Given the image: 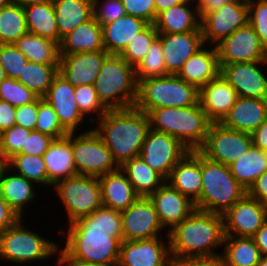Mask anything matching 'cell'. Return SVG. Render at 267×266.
<instances>
[{"label": "cell", "instance_id": "44dd1931", "mask_svg": "<svg viewBox=\"0 0 267 266\" xmlns=\"http://www.w3.org/2000/svg\"><path fill=\"white\" fill-rule=\"evenodd\" d=\"M168 74L177 75L184 63L205 44L202 32L159 34Z\"/></svg>", "mask_w": 267, "mask_h": 266}, {"label": "cell", "instance_id": "277c9868", "mask_svg": "<svg viewBox=\"0 0 267 266\" xmlns=\"http://www.w3.org/2000/svg\"><path fill=\"white\" fill-rule=\"evenodd\" d=\"M147 114L151 129L173 136L191 151L204 144L212 123L200 102L189 107L151 109Z\"/></svg>", "mask_w": 267, "mask_h": 266}, {"label": "cell", "instance_id": "2e32d148", "mask_svg": "<svg viewBox=\"0 0 267 266\" xmlns=\"http://www.w3.org/2000/svg\"><path fill=\"white\" fill-rule=\"evenodd\" d=\"M166 238L167 243L163 237L123 240L117 266H171L169 236Z\"/></svg>", "mask_w": 267, "mask_h": 266}, {"label": "cell", "instance_id": "94428289", "mask_svg": "<svg viewBox=\"0 0 267 266\" xmlns=\"http://www.w3.org/2000/svg\"><path fill=\"white\" fill-rule=\"evenodd\" d=\"M231 1L233 0H195L198 9V16L201 19L207 13L217 10Z\"/></svg>", "mask_w": 267, "mask_h": 266}, {"label": "cell", "instance_id": "f546056e", "mask_svg": "<svg viewBox=\"0 0 267 266\" xmlns=\"http://www.w3.org/2000/svg\"><path fill=\"white\" fill-rule=\"evenodd\" d=\"M99 50H105L102 27L94 17L63 36L59 44L60 55Z\"/></svg>", "mask_w": 267, "mask_h": 266}, {"label": "cell", "instance_id": "be15d7a7", "mask_svg": "<svg viewBox=\"0 0 267 266\" xmlns=\"http://www.w3.org/2000/svg\"><path fill=\"white\" fill-rule=\"evenodd\" d=\"M262 256H267V221L252 236Z\"/></svg>", "mask_w": 267, "mask_h": 266}, {"label": "cell", "instance_id": "f6af8a7d", "mask_svg": "<svg viewBox=\"0 0 267 266\" xmlns=\"http://www.w3.org/2000/svg\"><path fill=\"white\" fill-rule=\"evenodd\" d=\"M35 130L49 135L53 139H60L68 135V132L61 126L53 107L42 97H38Z\"/></svg>", "mask_w": 267, "mask_h": 266}, {"label": "cell", "instance_id": "74e56055", "mask_svg": "<svg viewBox=\"0 0 267 266\" xmlns=\"http://www.w3.org/2000/svg\"><path fill=\"white\" fill-rule=\"evenodd\" d=\"M223 248L224 266H257L262 256L252 237L225 236Z\"/></svg>", "mask_w": 267, "mask_h": 266}, {"label": "cell", "instance_id": "d590c367", "mask_svg": "<svg viewBox=\"0 0 267 266\" xmlns=\"http://www.w3.org/2000/svg\"><path fill=\"white\" fill-rule=\"evenodd\" d=\"M14 45L30 62L45 65L60 64L59 44L53 40L27 32Z\"/></svg>", "mask_w": 267, "mask_h": 266}, {"label": "cell", "instance_id": "816d5d0a", "mask_svg": "<svg viewBox=\"0 0 267 266\" xmlns=\"http://www.w3.org/2000/svg\"><path fill=\"white\" fill-rule=\"evenodd\" d=\"M93 17L102 26L126 15L121 0H92Z\"/></svg>", "mask_w": 267, "mask_h": 266}, {"label": "cell", "instance_id": "603a6c76", "mask_svg": "<svg viewBox=\"0 0 267 266\" xmlns=\"http://www.w3.org/2000/svg\"><path fill=\"white\" fill-rule=\"evenodd\" d=\"M238 97L236 90L221 73L199 90V102L212 123H220Z\"/></svg>", "mask_w": 267, "mask_h": 266}, {"label": "cell", "instance_id": "8fae6325", "mask_svg": "<svg viewBox=\"0 0 267 266\" xmlns=\"http://www.w3.org/2000/svg\"><path fill=\"white\" fill-rule=\"evenodd\" d=\"M253 145L250 133L211 123L204 144L198 151L207 159L229 166Z\"/></svg>", "mask_w": 267, "mask_h": 266}, {"label": "cell", "instance_id": "2644e50d", "mask_svg": "<svg viewBox=\"0 0 267 266\" xmlns=\"http://www.w3.org/2000/svg\"><path fill=\"white\" fill-rule=\"evenodd\" d=\"M257 266H267V256H261Z\"/></svg>", "mask_w": 267, "mask_h": 266}, {"label": "cell", "instance_id": "03108f58", "mask_svg": "<svg viewBox=\"0 0 267 266\" xmlns=\"http://www.w3.org/2000/svg\"><path fill=\"white\" fill-rule=\"evenodd\" d=\"M56 265L57 266H102V265H95V264L80 263V262H75L71 260H57Z\"/></svg>", "mask_w": 267, "mask_h": 266}, {"label": "cell", "instance_id": "83f0119b", "mask_svg": "<svg viewBox=\"0 0 267 266\" xmlns=\"http://www.w3.org/2000/svg\"><path fill=\"white\" fill-rule=\"evenodd\" d=\"M49 178V187L62 179L77 175L72 152V133L54 139L42 155Z\"/></svg>", "mask_w": 267, "mask_h": 266}, {"label": "cell", "instance_id": "f907efd6", "mask_svg": "<svg viewBox=\"0 0 267 266\" xmlns=\"http://www.w3.org/2000/svg\"><path fill=\"white\" fill-rule=\"evenodd\" d=\"M92 215L95 218H99V227L104 230L105 234L110 237H116L121 242L123 241L121 212L101 206Z\"/></svg>", "mask_w": 267, "mask_h": 266}, {"label": "cell", "instance_id": "4dcf8cb0", "mask_svg": "<svg viewBox=\"0 0 267 266\" xmlns=\"http://www.w3.org/2000/svg\"><path fill=\"white\" fill-rule=\"evenodd\" d=\"M149 25L143 19L125 15L114 22L102 25L103 45L109 54L120 55L136 34Z\"/></svg>", "mask_w": 267, "mask_h": 266}, {"label": "cell", "instance_id": "1f68e13d", "mask_svg": "<svg viewBox=\"0 0 267 266\" xmlns=\"http://www.w3.org/2000/svg\"><path fill=\"white\" fill-rule=\"evenodd\" d=\"M34 184L9 168L3 174L0 181V195L19 218L24 217L25 206L37 199Z\"/></svg>", "mask_w": 267, "mask_h": 266}, {"label": "cell", "instance_id": "11a10c76", "mask_svg": "<svg viewBox=\"0 0 267 266\" xmlns=\"http://www.w3.org/2000/svg\"><path fill=\"white\" fill-rule=\"evenodd\" d=\"M38 113V98L30 103L16 108L15 125L35 130Z\"/></svg>", "mask_w": 267, "mask_h": 266}, {"label": "cell", "instance_id": "3957f363", "mask_svg": "<svg viewBox=\"0 0 267 266\" xmlns=\"http://www.w3.org/2000/svg\"><path fill=\"white\" fill-rule=\"evenodd\" d=\"M101 136L119 167L138 157L150 129L148 114L136 107L108 110L96 121Z\"/></svg>", "mask_w": 267, "mask_h": 266}, {"label": "cell", "instance_id": "4fadbf2b", "mask_svg": "<svg viewBox=\"0 0 267 266\" xmlns=\"http://www.w3.org/2000/svg\"><path fill=\"white\" fill-rule=\"evenodd\" d=\"M248 23V0H233L201 18L204 44L216 46Z\"/></svg>", "mask_w": 267, "mask_h": 266}, {"label": "cell", "instance_id": "7bdbcfd3", "mask_svg": "<svg viewBox=\"0 0 267 266\" xmlns=\"http://www.w3.org/2000/svg\"><path fill=\"white\" fill-rule=\"evenodd\" d=\"M154 24H149L144 30L136 34L135 38L128 43L120 56L128 64L136 67L145 57L151 44L158 38Z\"/></svg>", "mask_w": 267, "mask_h": 266}, {"label": "cell", "instance_id": "8d00e7d4", "mask_svg": "<svg viewBox=\"0 0 267 266\" xmlns=\"http://www.w3.org/2000/svg\"><path fill=\"white\" fill-rule=\"evenodd\" d=\"M23 7L28 32L59 44V31L53 2L35 3Z\"/></svg>", "mask_w": 267, "mask_h": 266}, {"label": "cell", "instance_id": "8c879c8a", "mask_svg": "<svg viewBox=\"0 0 267 266\" xmlns=\"http://www.w3.org/2000/svg\"><path fill=\"white\" fill-rule=\"evenodd\" d=\"M6 78L3 67L0 64V82Z\"/></svg>", "mask_w": 267, "mask_h": 266}, {"label": "cell", "instance_id": "d4e9b609", "mask_svg": "<svg viewBox=\"0 0 267 266\" xmlns=\"http://www.w3.org/2000/svg\"><path fill=\"white\" fill-rule=\"evenodd\" d=\"M204 47L206 45L193 54L177 74L198 90L216 78L221 72L216 46L210 45V49Z\"/></svg>", "mask_w": 267, "mask_h": 266}, {"label": "cell", "instance_id": "89a4df30", "mask_svg": "<svg viewBox=\"0 0 267 266\" xmlns=\"http://www.w3.org/2000/svg\"><path fill=\"white\" fill-rule=\"evenodd\" d=\"M14 0H0V9L11 5Z\"/></svg>", "mask_w": 267, "mask_h": 266}, {"label": "cell", "instance_id": "b9f144b4", "mask_svg": "<svg viewBox=\"0 0 267 266\" xmlns=\"http://www.w3.org/2000/svg\"><path fill=\"white\" fill-rule=\"evenodd\" d=\"M136 81L169 75L166 72L161 41L157 38L148 49L147 54L135 67Z\"/></svg>", "mask_w": 267, "mask_h": 266}, {"label": "cell", "instance_id": "003e7915", "mask_svg": "<svg viewBox=\"0 0 267 266\" xmlns=\"http://www.w3.org/2000/svg\"><path fill=\"white\" fill-rule=\"evenodd\" d=\"M14 2H17V3L25 6V5H29V4H35V3L53 2V0H14Z\"/></svg>", "mask_w": 267, "mask_h": 266}, {"label": "cell", "instance_id": "e0dca14e", "mask_svg": "<svg viewBox=\"0 0 267 266\" xmlns=\"http://www.w3.org/2000/svg\"><path fill=\"white\" fill-rule=\"evenodd\" d=\"M222 76L239 97L267 99V73L261 69L267 61L219 64Z\"/></svg>", "mask_w": 267, "mask_h": 266}, {"label": "cell", "instance_id": "5b68a950", "mask_svg": "<svg viewBox=\"0 0 267 266\" xmlns=\"http://www.w3.org/2000/svg\"><path fill=\"white\" fill-rule=\"evenodd\" d=\"M94 88L108 110L135 107L138 96L135 67L120 55L109 54L95 79Z\"/></svg>", "mask_w": 267, "mask_h": 266}, {"label": "cell", "instance_id": "f1b7e54d", "mask_svg": "<svg viewBox=\"0 0 267 266\" xmlns=\"http://www.w3.org/2000/svg\"><path fill=\"white\" fill-rule=\"evenodd\" d=\"M195 0H186L176 6H172L157 15L154 23L159 34L202 32L201 19L198 16ZM194 3L193 7L191 3ZM192 6V9L190 6Z\"/></svg>", "mask_w": 267, "mask_h": 266}, {"label": "cell", "instance_id": "e7e4bbea", "mask_svg": "<svg viewBox=\"0 0 267 266\" xmlns=\"http://www.w3.org/2000/svg\"><path fill=\"white\" fill-rule=\"evenodd\" d=\"M186 0H154L155 9H156V18L159 13L162 11L171 8L172 6L179 5L184 3Z\"/></svg>", "mask_w": 267, "mask_h": 266}, {"label": "cell", "instance_id": "ba28073f", "mask_svg": "<svg viewBox=\"0 0 267 266\" xmlns=\"http://www.w3.org/2000/svg\"><path fill=\"white\" fill-rule=\"evenodd\" d=\"M19 218L11 227L0 233V259L16 264L45 261L59 254L60 246L34 233Z\"/></svg>", "mask_w": 267, "mask_h": 266}, {"label": "cell", "instance_id": "cb8c5ba5", "mask_svg": "<svg viewBox=\"0 0 267 266\" xmlns=\"http://www.w3.org/2000/svg\"><path fill=\"white\" fill-rule=\"evenodd\" d=\"M267 119V99L238 97L220 122L224 127L252 134Z\"/></svg>", "mask_w": 267, "mask_h": 266}, {"label": "cell", "instance_id": "a7ac6f4b", "mask_svg": "<svg viewBox=\"0 0 267 266\" xmlns=\"http://www.w3.org/2000/svg\"><path fill=\"white\" fill-rule=\"evenodd\" d=\"M8 169V159L0 155V181L3 177L4 172Z\"/></svg>", "mask_w": 267, "mask_h": 266}, {"label": "cell", "instance_id": "7402d4cb", "mask_svg": "<svg viewBox=\"0 0 267 266\" xmlns=\"http://www.w3.org/2000/svg\"><path fill=\"white\" fill-rule=\"evenodd\" d=\"M109 55L105 50L60 55L59 73L74 87L94 85L102 64Z\"/></svg>", "mask_w": 267, "mask_h": 266}, {"label": "cell", "instance_id": "db71d44e", "mask_svg": "<svg viewBox=\"0 0 267 266\" xmlns=\"http://www.w3.org/2000/svg\"><path fill=\"white\" fill-rule=\"evenodd\" d=\"M54 139L49 135L32 130L26 144L19 153L42 156Z\"/></svg>", "mask_w": 267, "mask_h": 266}, {"label": "cell", "instance_id": "ffe728a7", "mask_svg": "<svg viewBox=\"0 0 267 266\" xmlns=\"http://www.w3.org/2000/svg\"><path fill=\"white\" fill-rule=\"evenodd\" d=\"M74 90L75 87L58 73L47 93L42 97L53 107L61 126L68 133H76L77 129H80L77 127L86 120L75 101Z\"/></svg>", "mask_w": 267, "mask_h": 266}, {"label": "cell", "instance_id": "f5cc1de1", "mask_svg": "<svg viewBox=\"0 0 267 266\" xmlns=\"http://www.w3.org/2000/svg\"><path fill=\"white\" fill-rule=\"evenodd\" d=\"M125 8L126 15H131L149 24L156 21V9L154 0H121Z\"/></svg>", "mask_w": 267, "mask_h": 266}, {"label": "cell", "instance_id": "9f6ffc18", "mask_svg": "<svg viewBox=\"0 0 267 266\" xmlns=\"http://www.w3.org/2000/svg\"><path fill=\"white\" fill-rule=\"evenodd\" d=\"M16 108L10 103L0 100V131L10 129L15 125Z\"/></svg>", "mask_w": 267, "mask_h": 266}, {"label": "cell", "instance_id": "e575fe53", "mask_svg": "<svg viewBox=\"0 0 267 266\" xmlns=\"http://www.w3.org/2000/svg\"><path fill=\"white\" fill-rule=\"evenodd\" d=\"M120 169L127 175L129 182L140 197H148L166 181L161 174L147 165L140 156L126 161Z\"/></svg>", "mask_w": 267, "mask_h": 266}, {"label": "cell", "instance_id": "6125c7cd", "mask_svg": "<svg viewBox=\"0 0 267 266\" xmlns=\"http://www.w3.org/2000/svg\"><path fill=\"white\" fill-rule=\"evenodd\" d=\"M253 145L267 151V119L251 134Z\"/></svg>", "mask_w": 267, "mask_h": 266}, {"label": "cell", "instance_id": "6da1fadb", "mask_svg": "<svg viewBox=\"0 0 267 266\" xmlns=\"http://www.w3.org/2000/svg\"><path fill=\"white\" fill-rule=\"evenodd\" d=\"M172 259L216 258L224 244V219L219 213L196 209L168 233Z\"/></svg>", "mask_w": 267, "mask_h": 266}, {"label": "cell", "instance_id": "ab89813d", "mask_svg": "<svg viewBox=\"0 0 267 266\" xmlns=\"http://www.w3.org/2000/svg\"><path fill=\"white\" fill-rule=\"evenodd\" d=\"M58 73L59 65H45L27 61L17 81L39 97H43Z\"/></svg>", "mask_w": 267, "mask_h": 266}, {"label": "cell", "instance_id": "6f0895ef", "mask_svg": "<svg viewBox=\"0 0 267 266\" xmlns=\"http://www.w3.org/2000/svg\"><path fill=\"white\" fill-rule=\"evenodd\" d=\"M171 266H224L220 257L197 259H172Z\"/></svg>", "mask_w": 267, "mask_h": 266}, {"label": "cell", "instance_id": "c3c4849f", "mask_svg": "<svg viewBox=\"0 0 267 266\" xmlns=\"http://www.w3.org/2000/svg\"><path fill=\"white\" fill-rule=\"evenodd\" d=\"M32 130L14 125L2 132L0 155L6 159L19 153L26 144L27 138Z\"/></svg>", "mask_w": 267, "mask_h": 266}, {"label": "cell", "instance_id": "7dc6e473", "mask_svg": "<svg viewBox=\"0 0 267 266\" xmlns=\"http://www.w3.org/2000/svg\"><path fill=\"white\" fill-rule=\"evenodd\" d=\"M28 59L14 44H0V64L6 77L17 80Z\"/></svg>", "mask_w": 267, "mask_h": 266}, {"label": "cell", "instance_id": "7c38bea8", "mask_svg": "<svg viewBox=\"0 0 267 266\" xmlns=\"http://www.w3.org/2000/svg\"><path fill=\"white\" fill-rule=\"evenodd\" d=\"M190 151L180 140L150 128L139 156L167 179L173 167Z\"/></svg>", "mask_w": 267, "mask_h": 266}, {"label": "cell", "instance_id": "484cf974", "mask_svg": "<svg viewBox=\"0 0 267 266\" xmlns=\"http://www.w3.org/2000/svg\"><path fill=\"white\" fill-rule=\"evenodd\" d=\"M166 181L194 202L202 188L201 153L198 150L190 151L173 167Z\"/></svg>", "mask_w": 267, "mask_h": 266}, {"label": "cell", "instance_id": "30bf717a", "mask_svg": "<svg viewBox=\"0 0 267 266\" xmlns=\"http://www.w3.org/2000/svg\"><path fill=\"white\" fill-rule=\"evenodd\" d=\"M90 129L79 134L72 133L74 164L77 175L99 178L120 167L101 136L94 128Z\"/></svg>", "mask_w": 267, "mask_h": 266}, {"label": "cell", "instance_id": "9a60e30c", "mask_svg": "<svg viewBox=\"0 0 267 266\" xmlns=\"http://www.w3.org/2000/svg\"><path fill=\"white\" fill-rule=\"evenodd\" d=\"M225 236L252 237L267 221V205L248 193L224 214Z\"/></svg>", "mask_w": 267, "mask_h": 266}, {"label": "cell", "instance_id": "4316f807", "mask_svg": "<svg viewBox=\"0 0 267 266\" xmlns=\"http://www.w3.org/2000/svg\"><path fill=\"white\" fill-rule=\"evenodd\" d=\"M98 180L101 187L102 206L122 212L140 198L127 175L120 168L99 177Z\"/></svg>", "mask_w": 267, "mask_h": 266}, {"label": "cell", "instance_id": "5bb4252c", "mask_svg": "<svg viewBox=\"0 0 267 266\" xmlns=\"http://www.w3.org/2000/svg\"><path fill=\"white\" fill-rule=\"evenodd\" d=\"M219 64L267 61V50L247 23L216 45Z\"/></svg>", "mask_w": 267, "mask_h": 266}, {"label": "cell", "instance_id": "680465c9", "mask_svg": "<svg viewBox=\"0 0 267 266\" xmlns=\"http://www.w3.org/2000/svg\"><path fill=\"white\" fill-rule=\"evenodd\" d=\"M19 217L0 195V233L11 227Z\"/></svg>", "mask_w": 267, "mask_h": 266}, {"label": "cell", "instance_id": "8992f818", "mask_svg": "<svg viewBox=\"0 0 267 266\" xmlns=\"http://www.w3.org/2000/svg\"><path fill=\"white\" fill-rule=\"evenodd\" d=\"M202 188L194 201L198 210L224 214L247 192L237 182L230 167L207 159L201 154Z\"/></svg>", "mask_w": 267, "mask_h": 266}, {"label": "cell", "instance_id": "ee69618b", "mask_svg": "<svg viewBox=\"0 0 267 266\" xmlns=\"http://www.w3.org/2000/svg\"><path fill=\"white\" fill-rule=\"evenodd\" d=\"M74 95L81 114L86 117V119L89 118L88 120L90 123H94L93 120H95L96 123V118L99 120L108 111V109L99 100L94 85L87 84L76 86ZM91 113H95L97 116L90 117L89 114Z\"/></svg>", "mask_w": 267, "mask_h": 266}, {"label": "cell", "instance_id": "bcb514c9", "mask_svg": "<svg viewBox=\"0 0 267 266\" xmlns=\"http://www.w3.org/2000/svg\"><path fill=\"white\" fill-rule=\"evenodd\" d=\"M39 96L19 81L6 77L0 82V100L15 108L34 102Z\"/></svg>", "mask_w": 267, "mask_h": 266}, {"label": "cell", "instance_id": "753ad0ef", "mask_svg": "<svg viewBox=\"0 0 267 266\" xmlns=\"http://www.w3.org/2000/svg\"><path fill=\"white\" fill-rule=\"evenodd\" d=\"M1 137H2V132L0 131V144H1Z\"/></svg>", "mask_w": 267, "mask_h": 266}, {"label": "cell", "instance_id": "ac0fdd59", "mask_svg": "<svg viewBox=\"0 0 267 266\" xmlns=\"http://www.w3.org/2000/svg\"><path fill=\"white\" fill-rule=\"evenodd\" d=\"M123 240L134 241L162 237V227L156 209L148 197L138 198L122 211ZM160 235V236H159Z\"/></svg>", "mask_w": 267, "mask_h": 266}, {"label": "cell", "instance_id": "91938a15", "mask_svg": "<svg viewBox=\"0 0 267 266\" xmlns=\"http://www.w3.org/2000/svg\"><path fill=\"white\" fill-rule=\"evenodd\" d=\"M247 193L262 204L267 205V171L255 181Z\"/></svg>", "mask_w": 267, "mask_h": 266}, {"label": "cell", "instance_id": "60d3db41", "mask_svg": "<svg viewBox=\"0 0 267 266\" xmlns=\"http://www.w3.org/2000/svg\"><path fill=\"white\" fill-rule=\"evenodd\" d=\"M8 168L35 184L49 187V178L43 156L17 153L8 159Z\"/></svg>", "mask_w": 267, "mask_h": 266}, {"label": "cell", "instance_id": "681fc988", "mask_svg": "<svg viewBox=\"0 0 267 266\" xmlns=\"http://www.w3.org/2000/svg\"><path fill=\"white\" fill-rule=\"evenodd\" d=\"M248 23L267 50V0H248Z\"/></svg>", "mask_w": 267, "mask_h": 266}, {"label": "cell", "instance_id": "d6986e66", "mask_svg": "<svg viewBox=\"0 0 267 266\" xmlns=\"http://www.w3.org/2000/svg\"><path fill=\"white\" fill-rule=\"evenodd\" d=\"M148 198L156 209L162 227L166 230V236L196 210L194 202L167 181Z\"/></svg>", "mask_w": 267, "mask_h": 266}, {"label": "cell", "instance_id": "836d02e7", "mask_svg": "<svg viewBox=\"0 0 267 266\" xmlns=\"http://www.w3.org/2000/svg\"><path fill=\"white\" fill-rule=\"evenodd\" d=\"M237 182L246 192L254 185L255 181L267 171L266 152L252 145L250 149L229 165Z\"/></svg>", "mask_w": 267, "mask_h": 266}, {"label": "cell", "instance_id": "7a4b0ae2", "mask_svg": "<svg viewBox=\"0 0 267 266\" xmlns=\"http://www.w3.org/2000/svg\"><path fill=\"white\" fill-rule=\"evenodd\" d=\"M65 246L57 260H71L102 266H117L121 241L110 237L99 227V218L92 214L69 224Z\"/></svg>", "mask_w": 267, "mask_h": 266}, {"label": "cell", "instance_id": "9c48e42d", "mask_svg": "<svg viewBox=\"0 0 267 266\" xmlns=\"http://www.w3.org/2000/svg\"><path fill=\"white\" fill-rule=\"evenodd\" d=\"M53 190L67 211L69 224L92 214L102 206L98 177L75 175L57 181Z\"/></svg>", "mask_w": 267, "mask_h": 266}, {"label": "cell", "instance_id": "52a82bcc", "mask_svg": "<svg viewBox=\"0 0 267 266\" xmlns=\"http://www.w3.org/2000/svg\"><path fill=\"white\" fill-rule=\"evenodd\" d=\"M199 102V90L178 75L146 78L138 83L135 107L148 113L160 107H189Z\"/></svg>", "mask_w": 267, "mask_h": 266}, {"label": "cell", "instance_id": "d6a6232c", "mask_svg": "<svg viewBox=\"0 0 267 266\" xmlns=\"http://www.w3.org/2000/svg\"><path fill=\"white\" fill-rule=\"evenodd\" d=\"M59 44L63 36L93 17L92 0H53Z\"/></svg>", "mask_w": 267, "mask_h": 266}, {"label": "cell", "instance_id": "f35d334b", "mask_svg": "<svg viewBox=\"0 0 267 266\" xmlns=\"http://www.w3.org/2000/svg\"><path fill=\"white\" fill-rule=\"evenodd\" d=\"M27 32L23 5L13 2L0 9V44H14Z\"/></svg>", "mask_w": 267, "mask_h": 266}]
</instances>
